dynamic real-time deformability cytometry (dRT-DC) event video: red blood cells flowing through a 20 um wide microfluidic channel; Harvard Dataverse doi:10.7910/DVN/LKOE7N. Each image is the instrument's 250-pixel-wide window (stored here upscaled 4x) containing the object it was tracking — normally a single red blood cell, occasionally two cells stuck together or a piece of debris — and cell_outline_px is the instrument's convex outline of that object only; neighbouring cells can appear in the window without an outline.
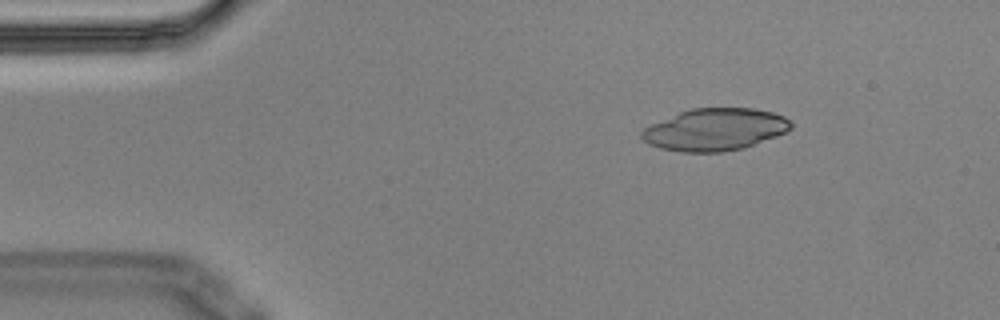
{"species": "Egyptian fruit bat (a non-hibernating species)", "species_latin": "Rousettus aegyptiacus", "temperature_condition": "cold", "stored_images_in_passage": 3, "camera_frame_rate_fps": 3000, "um_per_image_px": 0.085, "animal": {"sex": "male"}, "frame": {"image": 1, "passage_image": 1, "time_ms": 0.0, "image_size_px": [1000, 320], "cell_outline_px": [[792, 128], [776, 136], [744, 148], [724, 152], [680, 152], [660, 148], [648, 144], [640, 136], [640, 132], [644, 128], [652, 124], [680, 112], [692, 108], [752, 108], [772, 112], [784, 116], [792, 124]], "centroid_in_image_um": [60.76, 11.02], "position_along_channel_um": 24.2, "area_um2": 36.53}}